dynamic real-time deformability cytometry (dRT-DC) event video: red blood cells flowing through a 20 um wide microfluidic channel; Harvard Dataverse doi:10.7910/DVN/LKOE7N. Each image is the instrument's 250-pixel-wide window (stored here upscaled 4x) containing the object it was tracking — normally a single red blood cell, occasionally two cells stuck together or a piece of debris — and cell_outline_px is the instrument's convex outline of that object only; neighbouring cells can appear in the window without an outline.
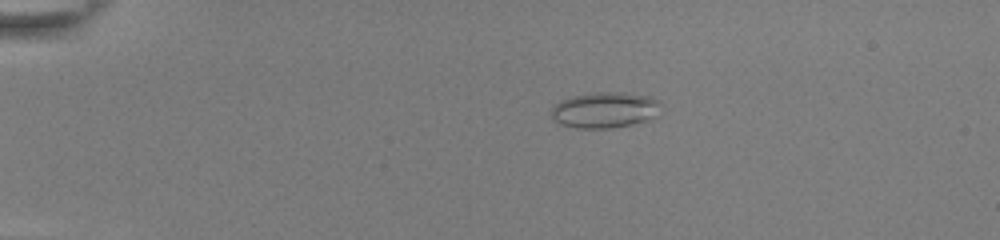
{"species": "common noctule bat (a hibernating species)", "species_latin": "Nyctalus noctula", "temperature_condition": "room temperature", "stored_images_in_passage": 43, "camera_frame_rate_fps": 3000, "um_per_image_px": 0.085, "animal": {"sex": "female", "body_mass_g": 22.0, "forearm_length_mm": 56.7}, "frame": {"image": 1, "passage_image": 1, "time_ms": 0.0, "image_size_px": [1000, 240], "cell_outline_px": [[660, 104], [644, 120], [632, 124], [612, 128], [576, 128], [560, 124], [552, 116], [552, 108], [560, 100], [576, 96], [596, 92], [624, 92], [652, 96], [660, 100]], "centroid_in_image_um": [51.35, 9.33], "position_along_channel_um": 33.6, "area_um2": 22.31}}
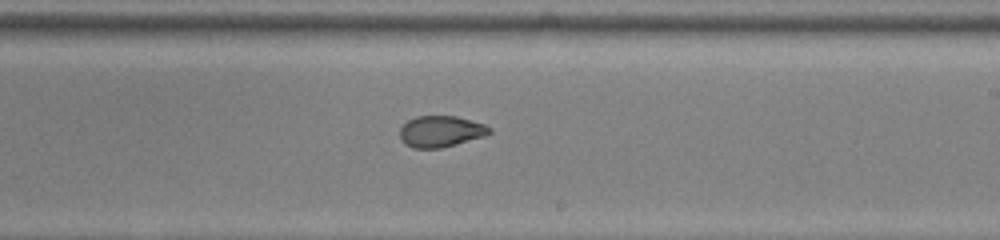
{"frame": {"image": 2, "passage_image": 23, "time_ms": 7.333, "image_size_px": [1000, 240], "cell_outline_px": [[492, 132], [484, 136], [456, 144], [440, 148], [412, 148], [400, 136], [400, 128], [408, 120], [416, 116], [456, 116], [484, 124], [492, 128]], "centroid_in_image_um": [37.49, 11.16], "position_along_channel_um": 251.5, "area_um2": 16.13}}
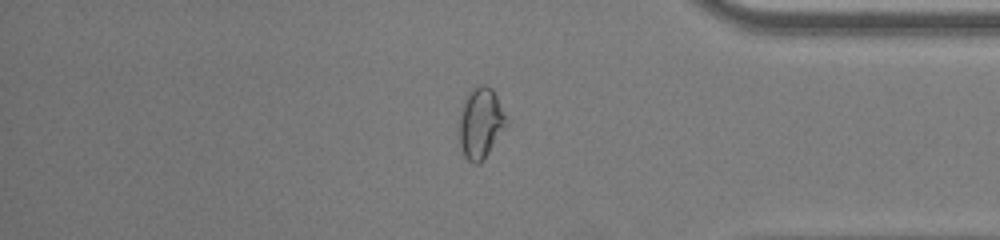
{"frame": {"image": 3, "passage_image": 35, "time_ms": 11.333, "image_size_px": [1000, 240], "cell_outline_px": [[508, 124], [480, 164], [472, 164], [464, 156], [460, 144], [460, 108], [468, 92], [472, 88], [480, 84], [484, 84], [492, 88], [508, 120]], "centroid_in_image_um": [40.85, 10.45], "position_along_channel_um": 394.3, "area_um2": 19.42}, "authors_computed_cell_mechanics": {"area_um2": 17.9758, "velocity_mm_per_s": 3.9012, "shape_relaxation_time_tau1_ms": null, "shape_relaxation_time_tau2_ms": 1.4453, "deformation_change_tau1": null, "deformation_change_tau2": 0.0612}}